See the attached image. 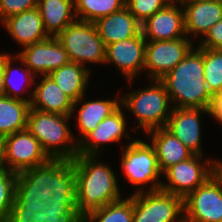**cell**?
I'll list each match as a JSON object with an SVG mask.
<instances>
[{
  "label": "cell",
  "mask_w": 222,
  "mask_h": 222,
  "mask_svg": "<svg viewBox=\"0 0 222 222\" xmlns=\"http://www.w3.org/2000/svg\"><path fill=\"white\" fill-rule=\"evenodd\" d=\"M75 172L76 208L85 217L89 212L121 199L117 176L95 156L77 155ZM102 163V164H101Z\"/></svg>",
  "instance_id": "1"
},
{
  "label": "cell",
  "mask_w": 222,
  "mask_h": 222,
  "mask_svg": "<svg viewBox=\"0 0 222 222\" xmlns=\"http://www.w3.org/2000/svg\"><path fill=\"white\" fill-rule=\"evenodd\" d=\"M173 108H211L213 96L204 79L203 47L190 50L185 58L160 79ZM176 104V105H175Z\"/></svg>",
  "instance_id": "2"
},
{
  "label": "cell",
  "mask_w": 222,
  "mask_h": 222,
  "mask_svg": "<svg viewBox=\"0 0 222 222\" xmlns=\"http://www.w3.org/2000/svg\"><path fill=\"white\" fill-rule=\"evenodd\" d=\"M71 117L30 107L26 129L41 143L51 159L73 160L78 155V142L74 141L67 125Z\"/></svg>",
  "instance_id": "3"
},
{
  "label": "cell",
  "mask_w": 222,
  "mask_h": 222,
  "mask_svg": "<svg viewBox=\"0 0 222 222\" xmlns=\"http://www.w3.org/2000/svg\"><path fill=\"white\" fill-rule=\"evenodd\" d=\"M150 86L121 97V105L129 109L138 120V127L145 132L166 127L173 108L170 97L161 80H151Z\"/></svg>",
  "instance_id": "4"
},
{
  "label": "cell",
  "mask_w": 222,
  "mask_h": 222,
  "mask_svg": "<svg viewBox=\"0 0 222 222\" xmlns=\"http://www.w3.org/2000/svg\"><path fill=\"white\" fill-rule=\"evenodd\" d=\"M56 38L65 48L70 62L84 66L85 62L105 63L106 46L95 23L76 19Z\"/></svg>",
  "instance_id": "5"
},
{
  "label": "cell",
  "mask_w": 222,
  "mask_h": 222,
  "mask_svg": "<svg viewBox=\"0 0 222 222\" xmlns=\"http://www.w3.org/2000/svg\"><path fill=\"white\" fill-rule=\"evenodd\" d=\"M144 191L139 187L133 193V222H184L182 197L161 189Z\"/></svg>",
  "instance_id": "6"
},
{
  "label": "cell",
  "mask_w": 222,
  "mask_h": 222,
  "mask_svg": "<svg viewBox=\"0 0 222 222\" xmlns=\"http://www.w3.org/2000/svg\"><path fill=\"white\" fill-rule=\"evenodd\" d=\"M122 152L121 167L126 179L135 186L151 182L147 191L159 190L162 182L158 177L162 172L153 145L136 139L132 140Z\"/></svg>",
  "instance_id": "7"
},
{
  "label": "cell",
  "mask_w": 222,
  "mask_h": 222,
  "mask_svg": "<svg viewBox=\"0 0 222 222\" xmlns=\"http://www.w3.org/2000/svg\"><path fill=\"white\" fill-rule=\"evenodd\" d=\"M184 222H222V176L216 171L183 199Z\"/></svg>",
  "instance_id": "8"
},
{
  "label": "cell",
  "mask_w": 222,
  "mask_h": 222,
  "mask_svg": "<svg viewBox=\"0 0 222 222\" xmlns=\"http://www.w3.org/2000/svg\"><path fill=\"white\" fill-rule=\"evenodd\" d=\"M202 158V155H194L167 168L163 173L168 183H162L160 189L184 199L217 171V160Z\"/></svg>",
  "instance_id": "9"
},
{
  "label": "cell",
  "mask_w": 222,
  "mask_h": 222,
  "mask_svg": "<svg viewBox=\"0 0 222 222\" xmlns=\"http://www.w3.org/2000/svg\"><path fill=\"white\" fill-rule=\"evenodd\" d=\"M52 186V159L44 165L17 173L15 202L32 212L47 209L46 199Z\"/></svg>",
  "instance_id": "10"
},
{
  "label": "cell",
  "mask_w": 222,
  "mask_h": 222,
  "mask_svg": "<svg viewBox=\"0 0 222 222\" xmlns=\"http://www.w3.org/2000/svg\"><path fill=\"white\" fill-rule=\"evenodd\" d=\"M4 138L5 162L9 171L20 173L44 165L51 160L41 143L27 129Z\"/></svg>",
  "instance_id": "11"
},
{
  "label": "cell",
  "mask_w": 222,
  "mask_h": 222,
  "mask_svg": "<svg viewBox=\"0 0 222 222\" xmlns=\"http://www.w3.org/2000/svg\"><path fill=\"white\" fill-rule=\"evenodd\" d=\"M191 40L183 37L176 40L147 41L144 69L150 79L160 80L193 49Z\"/></svg>",
  "instance_id": "12"
},
{
  "label": "cell",
  "mask_w": 222,
  "mask_h": 222,
  "mask_svg": "<svg viewBox=\"0 0 222 222\" xmlns=\"http://www.w3.org/2000/svg\"><path fill=\"white\" fill-rule=\"evenodd\" d=\"M17 56L35 76L48 75L51 71L70 62L65 48L56 37L52 36L24 47Z\"/></svg>",
  "instance_id": "13"
},
{
  "label": "cell",
  "mask_w": 222,
  "mask_h": 222,
  "mask_svg": "<svg viewBox=\"0 0 222 222\" xmlns=\"http://www.w3.org/2000/svg\"><path fill=\"white\" fill-rule=\"evenodd\" d=\"M178 2H170L163 9L147 18L141 24V32L146 41L176 40L186 37L184 7ZM149 38V39H148Z\"/></svg>",
  "instance_id": "14"
},
{
  "label": "cell",
  "mask_w": 222,
  "mask_h": 222,
  "mask_svg": "<svg viewBox=\"0 0 222 222\" xmlns=\"http://www.w3.org/2000/svg\"><path fill=\"white\" fill-rule=\"evenodd\" d=\"M146 44L142 32L135 37L113 42L106 46L105 63H114L131 84L136 74L144 69Z\"/></svg>",
  "instance_id": "15"
},
{
  "label": "cell",
  "mask_w": 222,
  "mask_h": 222,
  "mask_svg": "<svg viewBox=\"0 0 222 222\" xmlns=\"http://www.w3.org/2000/svg\"><path fill=\"white\" fill-rule=\"evenodd\" d=\"M209 109L203 108H173L166 128L195 155H202L200 114Z\"/></svg>",
  "instance_id": "16"
},
{
  "label": "cell",
  "mask_w": 222,
  "mask_h": 222,
  "mask_svg": "<svg viewBox=\"0 0 222 222\" xmlns=\"http://www.w3.org/2000/svg\"><path fill=\"white\" fill-rule=\"evenodd\" d=\"M122 107V105L119 106L109 116L102 120L96 129L78 143V155L98 156L97 154L101 151L99 148L106 142H119L122 137L131 139L129 138V134L125 131L127 123L121 109Z\"/></svg>",
  "instance_id": "17"
},
{
  "label": "cell",
  "mask_w": 222,
  "mask_h": 222,
  "mask_svg": "<svg viewBox=\"0 0 222 222\" xmlns=\"http://www.w3.org/2000/svg\"><path fill=\"white\" fill-rule=\"evenodd\" d=\"M3 26H5L11 37L23 47L41 42L50 37L45 31L37 7L8 17L3 22Z\"/></svg>",
  "instance_id": "18"
},
{
  "label": "cell",
  "mask_w": 222,
  "mask_h": 222,
  "mask_svg": "<svg viewBox=\"0 0 222 222\" xmlns=\"http://www.w3.org/2000/svg\"><path fill=\"white\" fill-rule=\"evenodd\" d=\"M31 108L46 113L72 115L74 101L67 96L48 75L30 92Z\"/></svg>",
  "instance_id": "19"
},
{
  "label": "cell",
  "mask_w": 222,
  "mask_h": 222,
  "mask_svg": "<svg viewBox=\"0 0 222 222\" xmlns=\"http://www.w3.org/2000/svg\"><path fill=\"white\" fill-rule=\"evenodd\" d=\"M184 6L185 33L204 37L222 19V0L209 2H178Z\"/></svg>",
  "instance_id": "20"
},
{
  "label": "cell",
  "mask_w": 222,
  "mask_h": 222,
  "mask_svg": "<svg viewBox=\"0 0 222 222\" xmlns=\"http://www.w3.org/2000/svg\"><path fill=\"white\" fill-rule=\"evenodd\" d=\"M95 25L105 46L135 37L141 32V23L126 7L98 19Z\"/></svg>",
  "instance_id": "21"
},
{
  "label": "cell",
  "mask_w": 222,
  "mask_h": 222,
  "mask_svg": "<svg viewBox=\"0 0 222 222\" xmlns=\"http://www.w3.org/2000/svg\"><path fill=\"white\" fill-rule=\"evenodd\" d=\"M151 136L158 164L163 173L167 168L181 161L191 158L195 154L184 146L166 127L147 132Z\"/></svg>",
  "instance_id": "22"
},
{
  "label": "cell",
  "mask_w": 222,
  "mask_h": 222,
  "mask_svg": "<svg viewBox=\"0 0 222 222\" xmlns=\"http://www.w3.org/2000/svg\"><path fill=\"white\" fill-rule=\"evenodd\" d=\"M48 76L74 101V111L75 107L80 105L79 103L84 99L90 76L89 68L76 62H69L59 69L51 71Z\"/></svg>",
  "instance_id": "23"
},
{
  "label": "cell",
  "mask_w": 222,
  "mask_h": 222,
  "mask_svg": "<svg viewBox=\"0 0 222 222\" xmlns=\"http://www.w3.org/2000/svg\"><path fill=\"white\" fill-rule=\"evenodd\" d=\"M39 9L45 31L56 37L69 24L76 20L74 0H38Z\"/></svg>",
  "instance_id": "24"
},
{
  "label": "cell",
  "mask_w": 222,
  "mask_h": 222,
  "mask_svg": "<svg viewBox=\"0 0 222 222\" xmlns=\"http://www.w3.org/2000/svg\"><path fill=\"white\" fill-rule=\"evenodd\" d=\"M30 103L9 96L0 97V135L5 137L27 128Z\"/></svg>",
  "instance_id": "25"
},
{
  "label": "cell",
  "mask_w": 222,
  "mask_h": 222,
  "mask_svg": "<svg viewBox=\"0 0 222 222\" xmlns=\"http://www.w3.org/2000/svg\"><path fill=\"white\" fill-rule=\"evenodd\" d=\"M121 105V98L119 100H96L84 103L79 107L77 114V124L80 129V141L79 143L94 129L97 128L99 123L109 116Z\"/></svg>",
  "instance_id": "26"
},
{
  "label": "cell",
  "mask_w": 222,
  "mask_h": 222,
  "mask_svg": "<svg viewBox=\"0 0 222 222\" xmlns=\"http://www.w3.org/2000/svg\"><path fill=\"white\" fill-rule=\"evenodd\" d=\"M7 222H84V216L78 210L43 209L32 212L22 209L14 202Z\"/></svg>",
  "instance_id": "27"
},
{
  "label": "cell",
  "mask_w": 222,
  "mask_h": 222,
  "mask_svg": "<svg viewBox=\"0 0 222 222\" xmlns=\"http://www.w3.org/2000/svg\"><path fill=\"white\" fill-rule=\"evenodd\" d=\"M84 222H133V194L89 212Z\"/></svg>",
  "instance_id": "28"
},
{
  "label": "cell",
  "mask_w": 222,
  "mask_h": 222,
  "mask_svg": "<svg viewBox=\"0 0 222 222\" xmlns=\"http://www.w3.org/2000/svg\"><path fill=\"white\" fill-rule=\"evenodd\" d=\"M126 0H74L76 18L95 23L98 19L121 11Z\"/></svg>",
  "instance_id": "29"
},
{
  "label": "cell",
  "mask_w": 222,
  "mask_h": 222,
  "mask_svg": "<svg viewBox=\"0 0 222 222\" xmlns=\"http://www.w3.org/2000/svg\"><path fill=\"white\" fill-rule=\"evenodd\" d=\"M51 195L75 197V172L72 160L52 159Z\"/></svg>",
  "instance_id": "30"
},
{
  "label": "cell",
  "mask_w": 222,
  "mask_h": 222,
  "mask_svg": "<svg viewBox=\"0 0 222 222\" xmlns=\"http://www.w3.org/2000/svg\"><path fill=\"white\" fill-rule=\"evenodd\" d=\"M204 79L211 95L222 92V50L203 48Z\"/></svg>",
  "instance_id": "31"
},
{
  "label": "cell",
  "mask_w": 222,
  "mask_h": 222,
  "mask_svg": "<svg viewBox=\"0 0 222 222\" xmlns=\"http://www.w3.org/2000/svg\"><path fill=\"white\" fill-rule=\"evenodd\" d=\"M16 59H17L18 62L22 63L21 68L24 65V68H23L24 70H22V75L20 74L21 79L23 78V80H25L24 83L26 82L29 86L33 85L32 83L34 81V79H33L34 75L25 66L24 62L17 55L12 56L10 54L5 53L4 54V74H3L4 75V85H5V96H9V97H12V98H15V99H20V100L29 102L31 104L33 95L28 96V98L25 95V98H23L21 93H23V90L25 89V86L23 88L21 86L17 87L16 82H15V84L13 83V81H15V80L14 79L12 80V78L14 77L13 76V74H14L13 69L14 68L12 67V63L14 61H16ZM20 91H21V93H19Z\"/></svg>",
  "instance_id": "32"
},
{
  "label": "cell",
  "mask_w": 222,
  "mask_h": 222,
  "mask_svg": "<svg viewBox=\"0 0 222 222\" xmlns=\"http://www.w3.org/2000/svg\"><path fill=\"white\" fill-rule=\"evenodd\" d=\"M17 173L0 171V222H7L10 210L15 202Z\"/></svg>",
  "instance_id": "33"
},
{
  "label": "cell",
  "mask_w": 222,
  "mask_h": 222,
  "mask_svg": "<svg viewBox=\"0 0 222 222\" xmlns=\"http://www.w3.org/2000/svg\"><path fill=\"white\" fill-rule=\"evenodd\" d=\"M170 2V0H126L125 7L142 24Z\"/></svg>",
  "instance_id": "34"
},
{
  "label": "cell",
  "mask_w": 222,
  "mask_h": 222,
  "mask_svg": "<svg viewBox=\"0 0 222 222\" xmlns=\"http://www.w3.org/2000/svg\"><path fill=\"white\" fill-rule=\"evenodd\" d=\"M38 0H0V24L8 17L37 7Z\"/></svg>",
  "instance_id": "35"
},
{
  "label": "cell",
  "mask_w": 222,
  "mask_h": 222,
  "mask_svg": "<svg viewBox=\"0 0 222 222\" xmlns=\"http://www.w3.org/2000/svg\"><path fill=\"white\" fill-rule=\"evenodd\" d=\"M204 37L198 47L222 50V19L215 23Z\"/></svg>",
  "instance_id": "36"
},
{
  "label": "cell",
  "mask_w": 222,
  "mask_h": 222,
  "mask_svg": "<svg viewBox=\"0 0 222 222\" xmlns=\"http://www.w3.org/2000/svg\"><path fill=\"white\" fill-rule=\"evenodd\" d=\"M47 208L54 210H78L75 197H54L48 196L45 201Z\"/></svg>",
  "instance_id": "37"
},
{
  "label": "cell",
  "mask_w": 222,
  "mask_h": 222,
  "mask_svg": "<svg viewBox=\"0 0 222 222\" xmlns=\"http://www.w3.org/2000/svg\"><path fill=\"white\" fill-rule=\"evenodd\" d=\"M210 115L222 124V97L214 96L210 108Z\"/></svg>",
  "instance_id": "38"
},
{
  "label": "cell",
  "mask_w": 222,
  "mask_h": 222,
  "mask_svg": "<svg viewBox=\"0 0 222 222\" xmlns=\"http://www.w3.org/2000/svg\"><path fill=\"white\" fill-rule=\"evenodd\" d=\"M4 53L0 54V97L5 96L4 85Z\"/></svg>",
  "instance_id": "39"
},
{
  "label": "cell",
  "mask_w": 222,
  "mask_h": 222,
  "mask_svg": "<svg viewBox=\"0 0 222 222\" xmlns=\"http://www.w3.org/2000/svg\"><path fill=\"white\" fill-rule=\"evenodd\" d=\"M5 164V138L0 135V171L7 169Z\"/></svg>",
  "instance_id": "40"
},
{
  "label": "cell",
  "mask_w": 222,
  "mask_h": 222,
  "mask_svg": "<svg viewBox=\"0 0 222 222\" xmlns=\"http://www.w3.org/2000/svg\"><path fill=\"white\" fill-rule=\"evenodd\" d=\"M217 172L222 176V161H217Z\"/></svg>",
  "instance_id": "41"
},
{
  "label": "cell",
  "mask_w": 222,
  "mask_h": 222,
  "mask_svg": "<svg viewBox=\"0 0 222 222\" xmlns=\"http://www.w3.org/2000/svg\"><path fill=\"white\" fill-rule=\"evenodd\" d=\"M209 1H216V0H183L181 2H209Z\"/></svg>",
  "instance_id": "42"
},
{
  "label": "cell",
  "mask_w": 222,
  "mask_h": 222,
  "mask_svg": "<svg viewBox=\"0 0 222 222\" xmlns=\"http://www.w3.org/2000/svg\"><path fill=\"white\" fill-rule=\"evenodd\" d=\"M171 2H181V1H183V0H170Z\"/></svg>",
  "instance_id": "43"
}]
</instances>
